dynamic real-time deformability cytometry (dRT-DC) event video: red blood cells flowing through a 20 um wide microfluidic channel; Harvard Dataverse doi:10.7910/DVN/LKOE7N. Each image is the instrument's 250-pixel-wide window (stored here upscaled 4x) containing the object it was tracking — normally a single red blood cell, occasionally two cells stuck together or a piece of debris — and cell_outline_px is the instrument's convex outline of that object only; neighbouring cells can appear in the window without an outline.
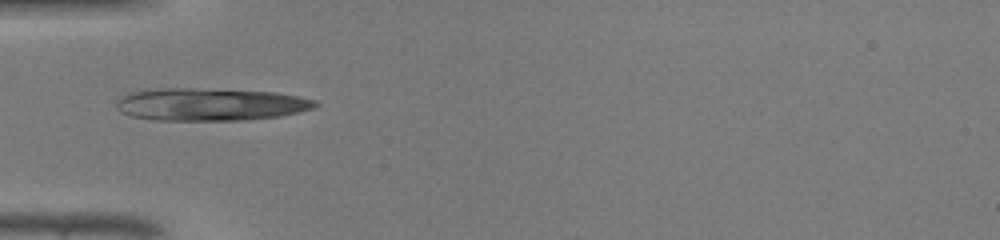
{"species": "common noctule bat (a hibernating species)", "species_latin": "Nyctalus noctula", "temperature_condition": "warm", "stored_images_in_passage": 28, "camera_frame_rate_fps": 3000, "um_per_image_px": 0.085, "animal": {"sex": "male", "body_mass_g": 19.0, "forearm_length_mm": 50.8}, "frame": {"image": 1, "passage_image": 1, "time_ms": 0.0, "image_size_px": [1000, 240], "cell_outline_px": [[320, 104], [312, 108], [300, 112], [280, 116], [244, 120], [156, 120], [132, 116], [120, 112], [116, 108], [116, 100], [132, 92], [148, 88], [192, 88], [276, 92], [300, 96], [316, 100]], "centroid_in_image_um": [17.88, 8.87], "position_along_channel_um": 67.1, "area_um2": 37.97}}
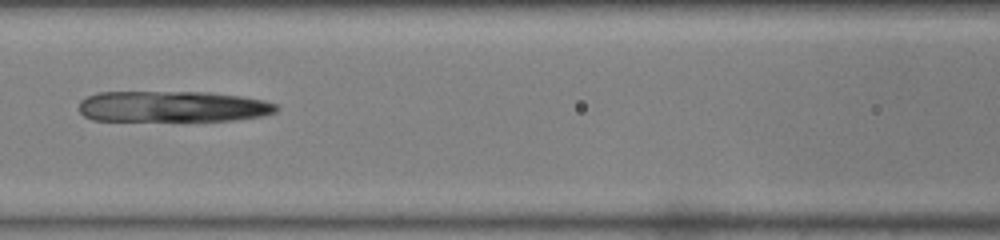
{"frame": {"image": 2, "passage_image": 7, "time_ms": 2.0, "image_size_px": [1000, 240], "cell_outline_px": [[280, 108], [276, 112], [264, 116], [236, 120], [92, 120], [84, 116], [80, 112], [80, 100], [88, 96], [100, 92], [208, 92], [240, 96], [264, 100], [276, 104]], "centroid_in_image_um": [14.71, 9.05], "position_along_channel_um": 151.9, "area_um2": 35.66}}
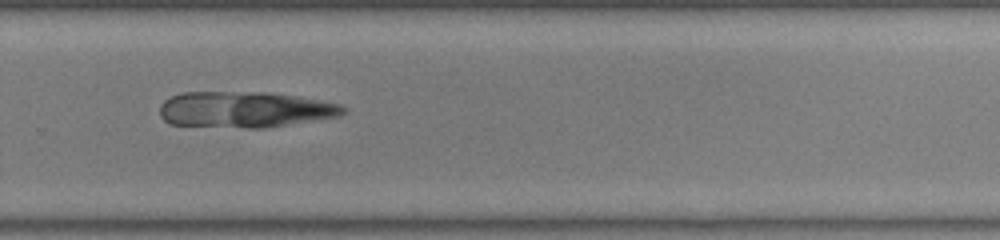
{"frame": {"image": 3, "passage_image": 18, "time_ms": 5.667, "image_size_px": [1000, 240], "cell_outline_px": [[348, 112], [340, 116], [264, 128], [248, 128], [168, 124], [160, 116], [160, 104], [164, 100], [180, 92], [268, 92], [340, 104], [348, 108]], "centroid_in_image_um": [20.79, 9.31], "position_along_channel_um": 309.0, "area_um2": 38.49}}